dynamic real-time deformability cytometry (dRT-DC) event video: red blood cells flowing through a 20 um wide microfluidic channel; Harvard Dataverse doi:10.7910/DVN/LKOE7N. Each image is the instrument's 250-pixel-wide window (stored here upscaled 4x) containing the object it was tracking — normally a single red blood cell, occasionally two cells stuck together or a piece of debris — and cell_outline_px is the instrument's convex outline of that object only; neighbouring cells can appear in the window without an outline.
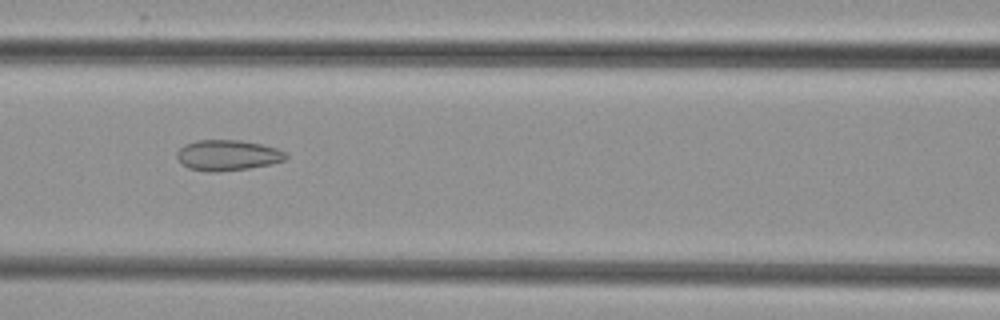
{"species": "common noctule bat (a hibernating species)", "species_latin": "Nyctalus noctula", "temperature_condition": "cold", "stored_images_in_passage": 6, "camera_frame_rate_fps": 3000, "um_per_image_px": 0.085, "animal": {"sex": "female", "body_mass_g": 29.2, "forearm_length_mm": 56.3}, "frame": {"image": 1, "passage_image": 5, "time_ms": 4.667, "image_size_px": [1000, 320], "cell_outline_px": [[288, 156], [284, 160], [268, 164], [248, 168], [216, 172], [208, 172], [188, 168], [180, 164], [176, 156], [176, 152], [184, 144], [196, 140], [240, 140], [264, 144], [276, 148], [284, 152]], "centroid_in_image_um": [19.29, 13.19], "position_along_channel_um": 147.3, "area_um2": 19.54}}
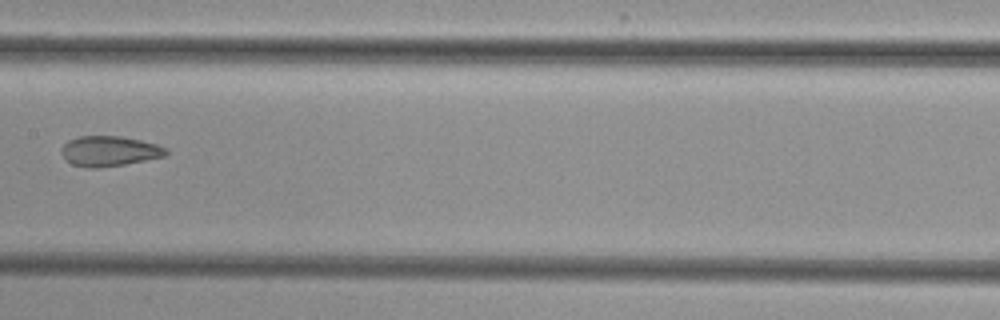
{"frame": {"image": 2, "passage_image": 6, "time_ms": 6.0, "image_size_px": [1000, 320], "cell_outline_px": [[168, 152], [164, 156], [124, 164], [100, 168], [84, 168], [72, 164], [60, 152], [60, 148], [68, 140], [80, 136], [120, 136], [140, 140], [156, 144], [168, 148]], "centroid_in_image_um": [9.27, 12.84], "position_along_channel_um": 198.1, "area_um2": 18.38}}